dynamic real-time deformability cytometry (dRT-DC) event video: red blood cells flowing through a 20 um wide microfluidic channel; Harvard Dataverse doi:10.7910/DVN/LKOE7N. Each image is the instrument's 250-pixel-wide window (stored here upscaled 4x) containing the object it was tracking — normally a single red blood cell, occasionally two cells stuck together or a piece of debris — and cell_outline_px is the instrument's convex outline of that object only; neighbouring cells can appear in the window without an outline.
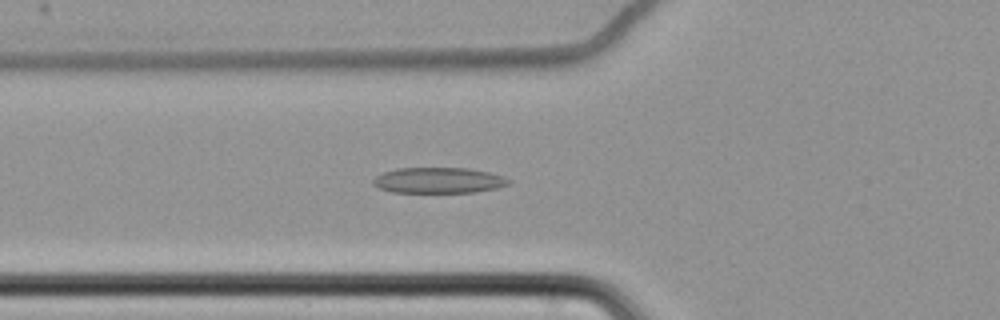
{"species": "common noctule bat (a hibernating species)", "species_latin": "Nyctalus noctula", "temperature_condition": "cold", "stored_images_in_passage": 65, "camera_frame_rate_fps": 3000, "um_per_image_px": 0.085, "animal": {"sex": "female", "body_mass_g": 22.7, "forearm_length_mm": 54.2}, "frame": {"image": 1, "passage_image": 27, "time_ms": 8.667, "image_size_px": [1000, 320], "cell_outline_px": [[512, 180], [508, 184], [496, 188], [476, 192], [392, 192], [380, 188], [372, 184], [372, 180], [376, 176], [384, 172], [396, 168], [468, 168], [488, 172], [504, 176]], "centroid_in_image_um": [37.28, 15.32], "position_along_channel_um": 88.5, "area_um2": 20.29}}
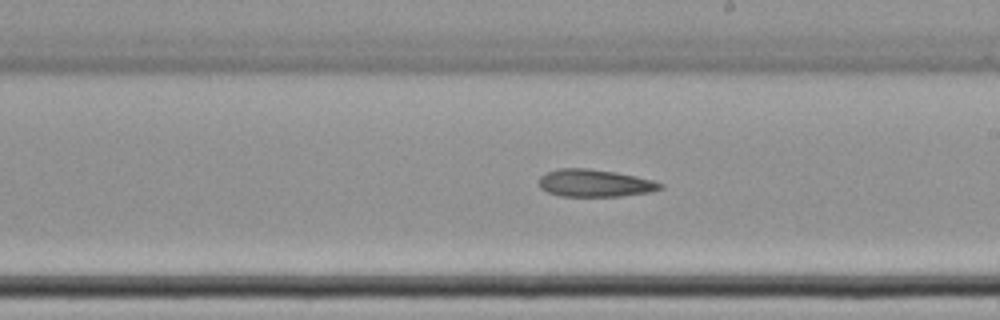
{"frame": {"image": 2, "passage_image": 40, "time_ms": 13.0, "image_size_px": [1000, 320], "cell_outline_px": [[664, 188], [648, 192], [620, 196], [560, 196], [548, 192], [540, 188], [540, 176], [548, 172], [560, 168], [588, 168], [616, 172], [636, 176], [652, 180], [664, 184]], "centroid_in_image_um": [50.57, 15.56], "position_along_channel_um": 238.4, "area_um2": 19.31}}
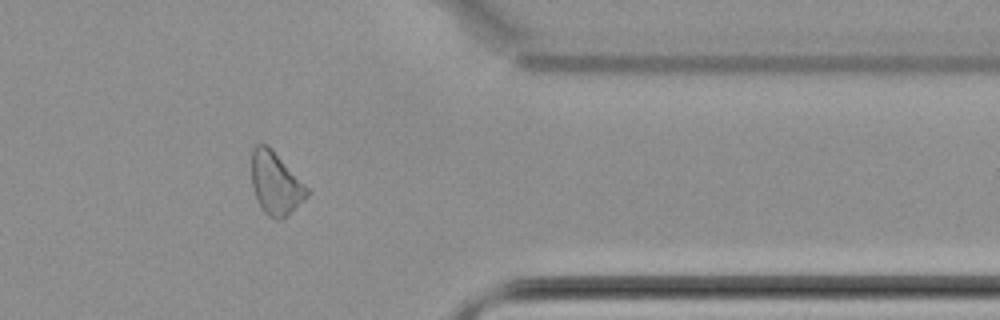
{"frame": {"image": 3, "passage_image": 54, "time_ms": 17.667, "image_size_px": [1000, 320], "cell_outline_px": [[312, 192], [304, 200], [280, 220], [276, 220], [268, 216], [260, 208], [256, 200], [252, 188], [252, 148], [256, 144], [264, 144]], "centroid_in_image_um": [23.39, 15.65], "position_along_channel_um": 388.0, "area_um2": 19.65}}